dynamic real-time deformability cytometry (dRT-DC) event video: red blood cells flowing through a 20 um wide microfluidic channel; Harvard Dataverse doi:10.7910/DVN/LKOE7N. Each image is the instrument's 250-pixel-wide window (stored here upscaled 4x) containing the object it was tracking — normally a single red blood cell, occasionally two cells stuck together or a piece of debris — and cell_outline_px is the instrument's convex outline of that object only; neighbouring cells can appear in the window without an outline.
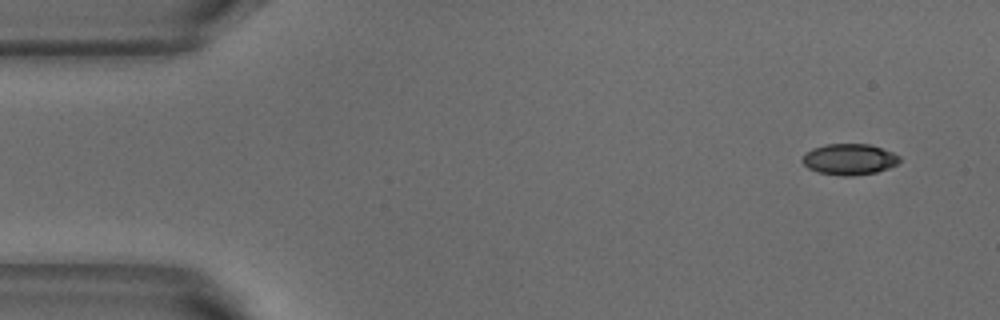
{"species": "common noctule bat (a hibernating species)", "species_latin": "Nyctalus noctula", "temperature_condition": "warm", "stored_images_in_passage": 5, "camera_frame_rate_fps": 3000, "um_per_image_px": 0.085, "animal": {"sex": "male", "body_mass_g": 18.8}, "frame": {"image": 1, "passage_image": 1, "time_ms": 0.0, "image_size_px": [1000, 320], "cell_outline_px": [[900, 160], [896, 164], [888, 168], [876, 172], [852, 176], [844, 176], [820, 172], [808, 168], [800, 160], [804, 152], [812, 148], [824, 144], [868, 144], [892, 152], [900, 156]], "centroid_in_image_um": [72.15, 13.53], "position_along_channel_um": 12.9, "area_um2": 17.57}}
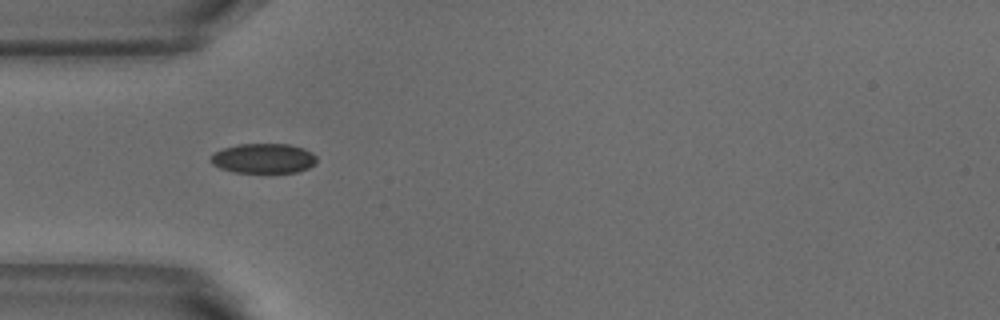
{"frame": {"image": 2, "passage_image": 4, "time_ms": 1.0, "image_size_px": [1000, 320], "cell_outline_px": [[316, 164], [308, 168], [296, 172], [232, 172], [220, 168], [212, 164], [208, 160], [216, 152], [224, 148], [236, 144], [288, 144], [304, 148], [312, 152], [316, 156]], "centroid_in_image_um": [22.4, 13.46], "position_along_channel_um": 62.6, "area_um2": 18.44}}
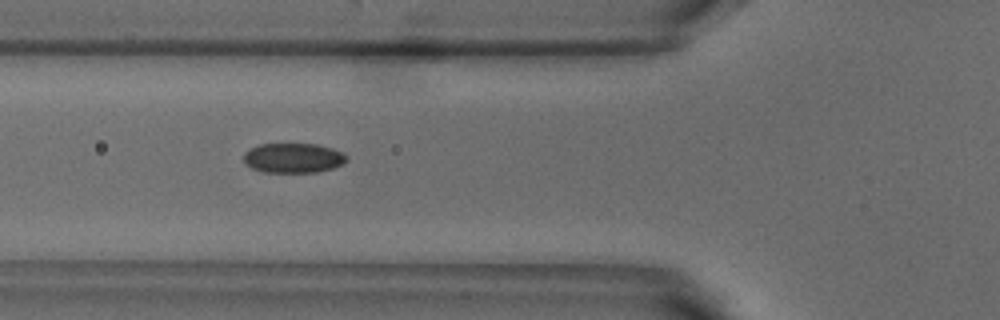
{"frame": {"image": 3, "passage_image": 5, "time_ms": 1.333, "image_size_px": [1000, 320], "cell_outline_px": [[348, 160], [332, 168], [316, 172], [264, 172], [252, 168], [244, 164], [244, 152], [260, 144], [316, 144], [332, 148], [344, 152], [348, 156]], "centroid_in_image_um": [24.93, 13.42], "position_along_channel_um": 100.9, "area_um2": 17.86}}